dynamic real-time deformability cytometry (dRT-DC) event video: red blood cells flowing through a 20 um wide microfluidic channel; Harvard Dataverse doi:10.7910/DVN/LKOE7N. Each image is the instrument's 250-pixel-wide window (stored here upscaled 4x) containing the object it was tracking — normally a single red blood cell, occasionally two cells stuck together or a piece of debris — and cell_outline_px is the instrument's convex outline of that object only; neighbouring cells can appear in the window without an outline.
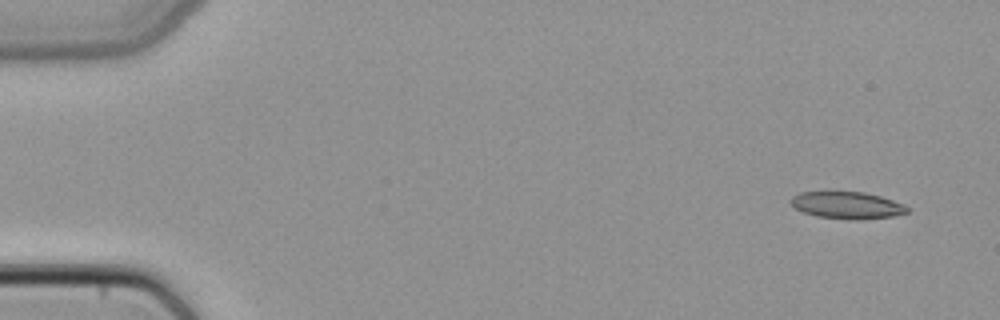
{"species": "common noctule bat (a hibernating species)", "species_latin": "Nyctalus noctula", "temperature_condition": "cold", "stored_images_in_passage": 5, "segment_of_instrument_passage": [2, 2], "camera_frame_rate_fps": 3000, "um_per_image_px": 0.085, "animal": {"sex": "female", "body_mass_g": 22.7, "forearm_length_mm": 54.2}, "frame": {"image": 1, "passage_image": 5, "time_ms": 1.333, "image_size_px": [1000, 320], "cell_outline_px": [[908, 212], [892, 216], [856, 220], [816, 216], [804, 212], [796, 208], [788, 200], [792, 196], [800, 192], [828, 188], [864, 192], [880, 196], [904, 204], [908, 208]], "centroid_in_image_um": [71.92, 17.38], "position_along_channel_um": 13.1, "area_um2": 19.07}}